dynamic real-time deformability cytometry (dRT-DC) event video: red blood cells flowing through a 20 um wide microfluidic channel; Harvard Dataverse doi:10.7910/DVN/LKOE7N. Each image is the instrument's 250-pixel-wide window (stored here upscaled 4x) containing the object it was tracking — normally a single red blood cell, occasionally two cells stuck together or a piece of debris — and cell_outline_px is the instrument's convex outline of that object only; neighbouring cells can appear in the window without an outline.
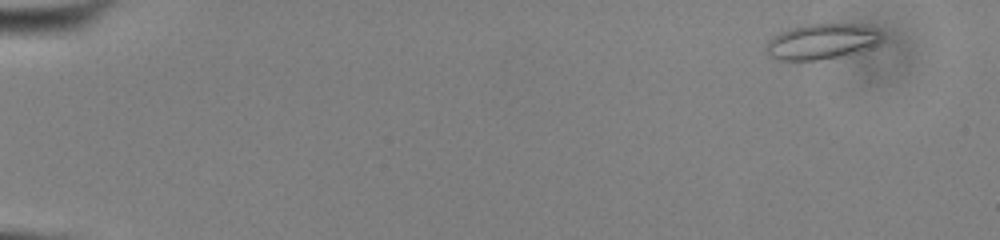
{"species": "common noctule bat (a hibernating species)", "species_latin": "Nyctalus noctula", "temperature_condition": "cold", "stored_images_in_passage": 55, "camera_frame_rate_fps": 3000, "um_per_image_px": 0.085, "animal": {"sex": "male", "body_mass_g": 13.0, "forearm_length_mm": 53.1}, "frame": {"image": 1, "passage_image": 5, "time_ms": 1.333, "image_size_px": [1000, 240], "cell_outline_px": [[880, 44], [852, 52], [836, 56], [816, 60], [776, 60], [768, 56], [764, 48], [764, 44], [772, 36], [780, 32], [792, 28], [808, 24], [860, 24], [872, 28], [880, 32]], "centroid_in_image_um": [69.75, 3.52], "position_along_channel_um": 15.3, "area_um2": 23.64}}
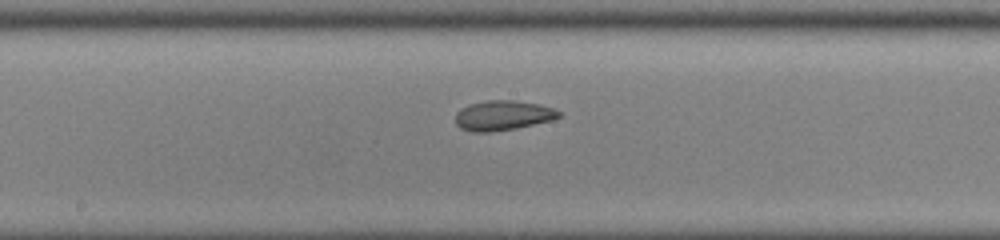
{"frame": {"image": 2, "passage_image": 31, "time_ms": 10.0, "image_size_px": [1000, 240], "cell_outline_px": [[560, 116], [552, 120], [516, 128], [488, 132], [472, 132], [460, 128], [456, 124], [456, 112], [460, 108], [468, 104], [488, 100], [516, 100], [536, 104], [552, 108], [560, 112]], "centroid_in_image_um": [42.69, 9.81], "position_along_channel_um": 205.5, "area_um2": 17.92}}
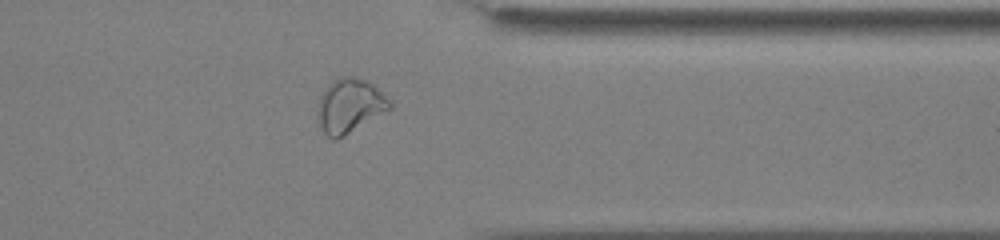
{"frame": {"image": 3, "passage_image": 45, "time_ms": 14.667, "image_size_px": [1000, 240], "cell_outline_px": [[392, 108], [336, 140], [332, 140], [324, 132], [316, 116], [316, 112], [320, 96], [328, 84], [332, 80], [340, 76], [356, 76], [372, 84], [392, 104]], "centroid_in_image_um": [29.68, 8.98], "position_along_channel_um": 381.7, "area_um2": 22.54}, "authors_computed_cell_mechanics": {"area_um2": 20.808, "velocity_mm_per_s": 3.8644, "shape_relaxation_time_tau1_ms": null, "shape_relaxation_time_tau2_ms": 2.2868, "deformation_change_tau1": null, "deformation_change_tau2": 0.0746}}